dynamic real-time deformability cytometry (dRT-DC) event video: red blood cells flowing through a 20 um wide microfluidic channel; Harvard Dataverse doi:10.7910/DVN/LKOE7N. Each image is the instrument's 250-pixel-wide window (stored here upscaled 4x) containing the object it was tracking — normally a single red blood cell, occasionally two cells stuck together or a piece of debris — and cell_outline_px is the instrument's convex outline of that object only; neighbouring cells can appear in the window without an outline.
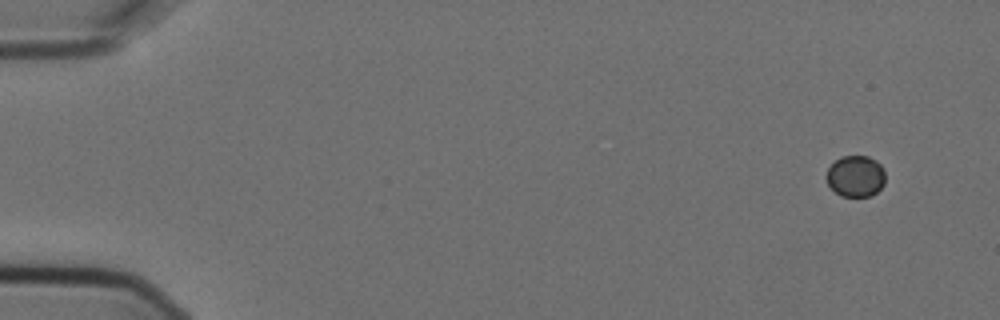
{"species": "Egyptian fruit bat (a non-hibernating species)", "species_latin": "Rousettus aegyptiacus", "temperature_condition": "cold", "stored_images_in_passage": 6, "camera_frame_rate_fps": 3000, "um_per_image_px": 0.085, "animal": {"sex": "female"}, "frame": {"image": 1, "passage_image": 1, "time_ms": 0.0, "image_size_px": [1000, 320], "cell_outline_px": [[884, 184], [872, 196], [840, 196], [828, 184], [824, 176], [828, 168], [836, 160], [844, 156], [868, 156], [876, 160], [884, 168]], "centroid_in_image_um": [72.72, 14.97], "position_along_channel_um": 12.3, "area_um2": 14.22}}
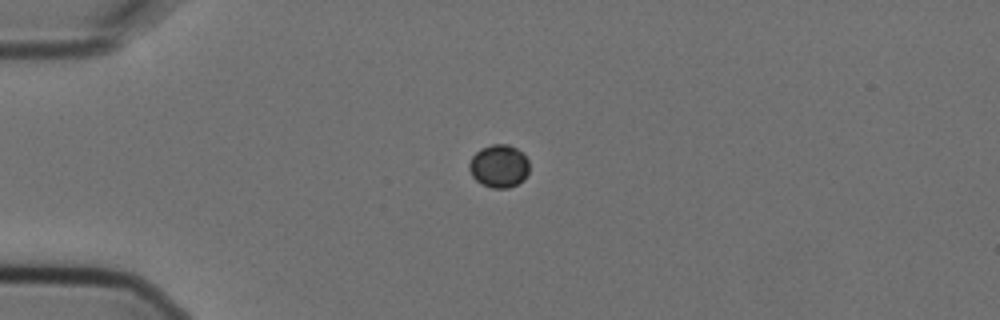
{"frame": {"image": 2, "passage_image": 4, "time_ms": 1.0, "image_size_px": [1000, 320], "cell_outline_px": [[528, 172], [524, 180], [508, 188], [492, 188], [476, 180], [472, 176], [468, 168], [468, 164], [472, 156], [480, 148], [492, 144], [508, 144], [516, 148], [528, 160]], "centroid_in_image_um": [42.39, 14.11], "position_along_channel_um": 42.6, "area_um2": 14.97}}
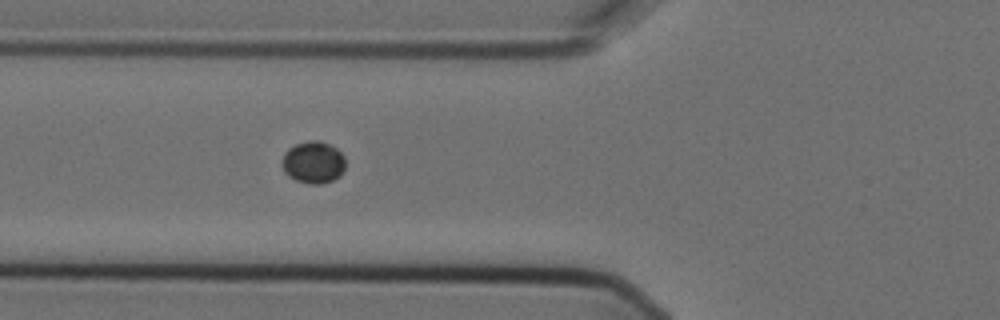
{"frame": {"image": 3, "passage_image": 6, "time_ms": 1.667, "image_size_px": [1000, 320], "cell_outline_px": [[344, 168], [340, 176], [332, 180], [320, 184], [308, 184], [296, 180], [288, 176], [284, 172], [280, 164], [280, 160], [284, 152], [288, 148], [296, 144], [308, 140], [316, 140], [328, 144], [336, 148], [344, 156]], "centroid_in_image_um": [26.58, 13.8], "position_along_channel_um": 99.2, "area_um2": 15.72}}